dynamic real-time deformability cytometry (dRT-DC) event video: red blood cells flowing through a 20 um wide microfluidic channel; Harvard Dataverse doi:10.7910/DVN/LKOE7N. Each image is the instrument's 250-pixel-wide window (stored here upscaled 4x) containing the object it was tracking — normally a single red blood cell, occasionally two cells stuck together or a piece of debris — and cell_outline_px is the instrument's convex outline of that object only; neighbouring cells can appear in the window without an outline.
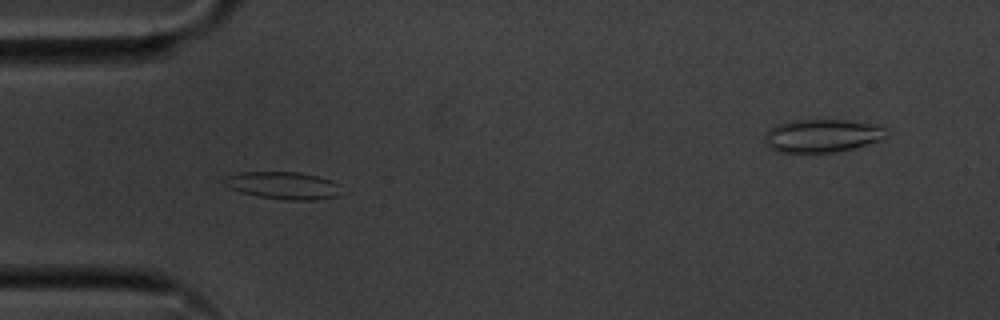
{"species": "common noctule bat (a hibernating species)", "species_latin": "Nyctalus noctula", "temperature_condition": "cold", "stored_images_in_passage": 57, "segment_of_instrument_passage": [1, 2], "camera_frame_rate_fps": 3000, "um_per_image_px": 0.085, "animal": {"sex": "male", "body_mass_g": 20.1, "forearm_length_mm": 53.5}, "frame": {"image": 1, "passage_image": 17, "time_ms": 5.333, "image_size_px": [1000, 320], "cell_outline_px": [[340, 184], [336, 196], [312, 200], [288, 200], [256, 196], [240, 192], [224, 184], [220, 180], [224, 176], [240, 172], [300, 172], [320, 176], [332, 180]], "centroid_in_image_um": [24.02, 15.75], "position_along_channel_um": 61.0, "area_um2": 18.79}}
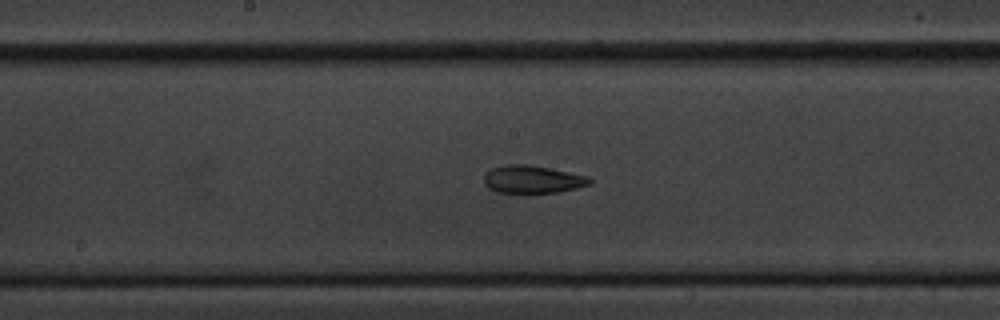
{"frame": {"image": 2, "passage_image": 29, "time_ms": 9.333, "image_size_px": [1000, 320], "cell_outline_px": [[592, 184], [560, 192], [496, 192], [488, 188], [484, 184], [484, 176], [492, 168], [504, 164], [528, 164], [588, 176], [592, 180]], "centroid_in_image_um": [45.26, 15.24], "position_along_channel_um": 202.9, "area_um2": 16.99}}
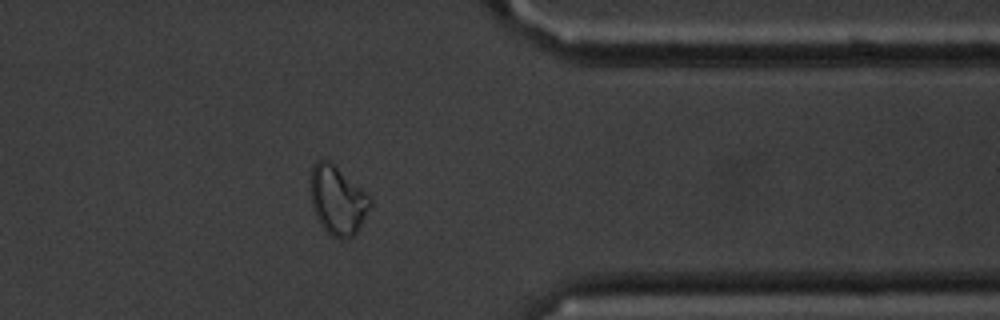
{"frame": {"image": 3, "passage_image": 45, "time_ms": 14.667, "image_size_px": [1000, 320], "cell_outline_px": [[372, 204], [356, 232], [352, 236], [344, 240], [340, 240], [332, 236], [320, 224], [316, 216], [312, 204], [308, 188], [308, 180], [312, 164], [316, 160], [328, 160], [360, 188], [372, 200]], "centroid_in_image_um": [28.63, 17.01], "position_along_channel_um": 382.8, "area_um2": 23.87}}